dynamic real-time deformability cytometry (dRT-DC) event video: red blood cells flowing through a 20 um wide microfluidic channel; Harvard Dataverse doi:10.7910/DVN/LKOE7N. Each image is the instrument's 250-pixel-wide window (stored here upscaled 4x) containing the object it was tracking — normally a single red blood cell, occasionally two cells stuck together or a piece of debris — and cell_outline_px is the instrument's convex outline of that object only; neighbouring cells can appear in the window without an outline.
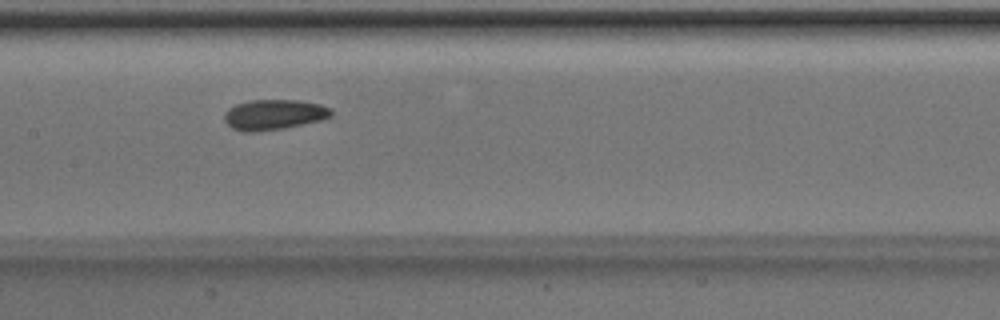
{"species": "Egyptian fruit bat (a non-hibernating species)", "species_latin": "Rousettus aegyptiacus", "temperature_condition": "room temperature", "stored_images_in_passage": 46, "camera_frame_rate_fps": 3000, "um_per_image_px": 0.085, "animal": {"sex": "male"}, "frame": {"image": 1, "passage_image": 20, "time_ms": 6.333, "image_size_px": [1000, 320], "cell_outline_px": [[332, 116], [320, 120], [284, 128], [256, 132], [248, 132], [232, 128], [224, 120], [224, 112], [228, 108], [236, 104], [252, 100], [296, 100], [320, 104], [332, 108]], "centroid_in_image_um": [23.28, 9.74], "position_along_channel_um": 184.1, "area_um2": 18.84}}
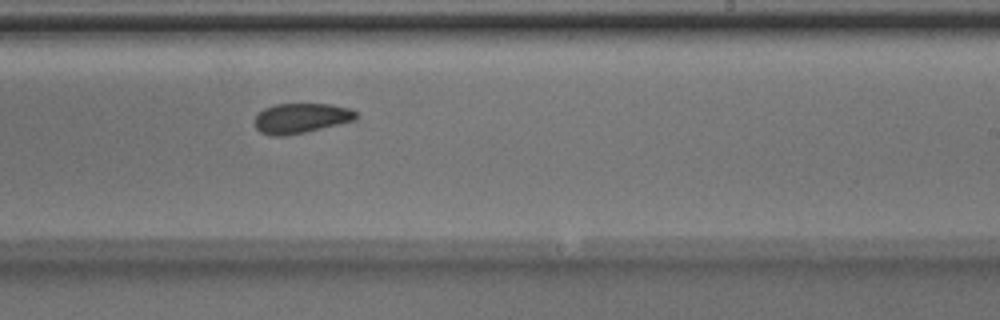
{"frame": {"image": 2, "passage_image": 26, "time_ms": 8.333, "image_size_px": [1000, 320], "cell_outline_px": [[360, 116], [356, 120], [304, 132], [284, 136], [276, 136], [260, 132], [256, 128], [256, 116], [264, 108], [276, 104], [332, 104], [348, 108], [356, 112]], "centroid_in_image_um": [25.62, 10.04], "position_along_channel_um": 263.4, "area_um2": 17.57}}
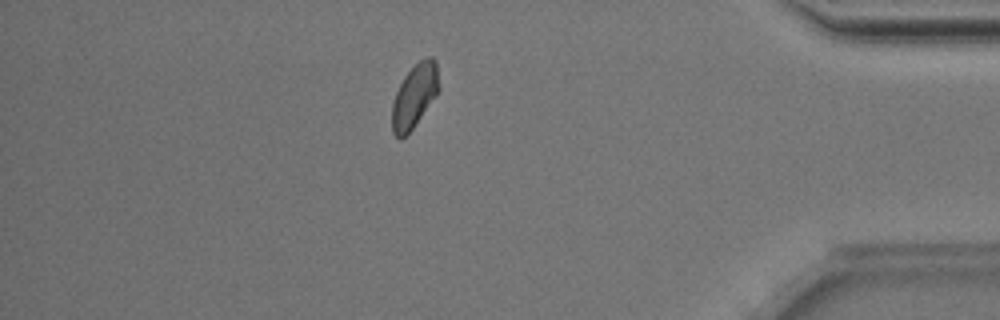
{"frame": {"image": 3, "passage_image": 39, "time_ms": 12.667, "image_size_px": [1000, 320], "cell_outline_px": [[440, 88], [436, 96], [412, 128], [400, 140], [392, 132], [392, 104], [396, 92], [404, 76], [420, 60], [428, 56], [432, 56], [436, 60]], "centroid_in_image_um": [35.24, 8.13], "position_along_channel_um": 400.0, "area_um2": 17.22}, "authors_computed_cell_mechanics": {"area_um2": 17.8602, "velocity_mm_per_s": 3.9908, "shape_relaxation_time_tau1_ms": 2.0632, "shape_relaxation_time_tau2_ms": 2.8104, "deformation_change_tau1": 0.0841, "deformation_change_tau2": 0.077}}